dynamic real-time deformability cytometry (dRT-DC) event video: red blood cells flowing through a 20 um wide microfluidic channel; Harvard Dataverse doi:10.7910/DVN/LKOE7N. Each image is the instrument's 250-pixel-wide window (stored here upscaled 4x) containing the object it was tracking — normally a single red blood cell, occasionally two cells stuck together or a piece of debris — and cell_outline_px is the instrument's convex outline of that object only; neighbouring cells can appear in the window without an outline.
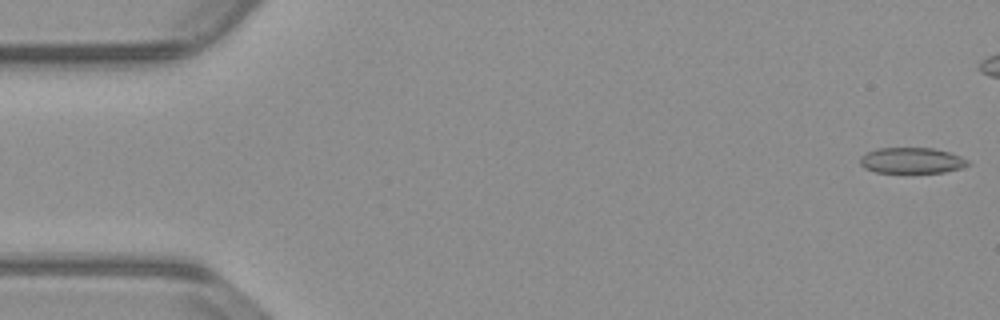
{"species": "common noctule bat (a hibernating species)", "species_latin": "Nyctalus noctula", "temperature_condition": "warm", "stored_images_in_passage": 44, "camera_frame_rate_fps": 3000, "um_per_image_px": 0.085, "animal": {"sex": "male", "body_mass_g": 23.1, "forearm_length_mm": 52.7}, "frame": {"image": 1, "passage_image": 1, "time_ms": 0.0, "image_size_px": [1000, 320], "cell_outline_px": [[972, 164], [960, 168], [944, 172], [876, 172], [864, 168], [860, 164], [860, 156], [876, 148], [932, 148], [948, 152], [960, 156], [968, 160]], "centroid_in_image_um": [77.49, 13.64], "position_along_channel_um": 7.5, "area_um2": 16.13}}
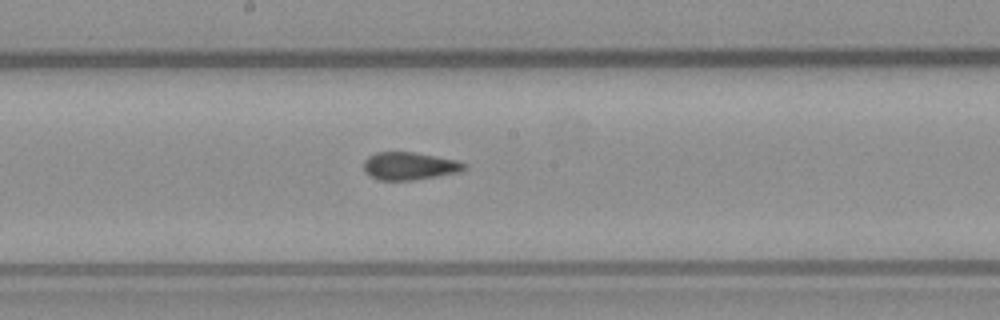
{"frame": {"image": 2, "passage_image": 28, "time_ms": 9.0, "image_size_px": [1000, 320], "cell_outline_px": [[468, 168], [460, 172], [412, 180], [376, 180], [364, 172], [364, 160], [368, 156], [376, 152], [412, 152], [436, 156], [456, 160], [468, 164]], "centroid_in_image_um": [34.8, 14.11], "position_along_channel_um": 213.4, "area_um2": 16.36}}
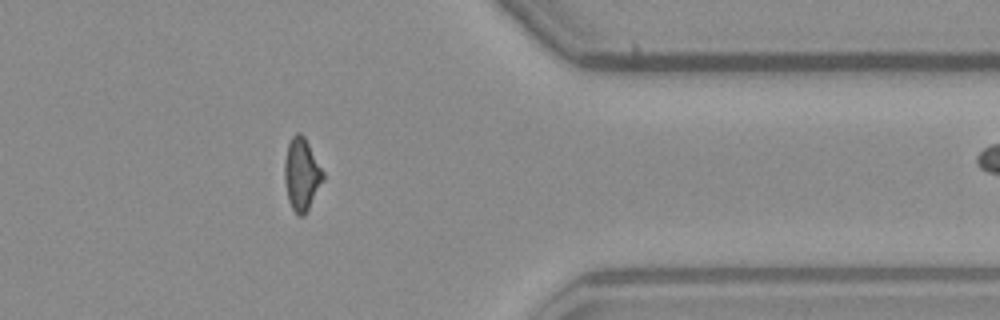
{"frame": {"image": 3, "passage_image": 43, "time_ms": 14.0, "image_size_px": [1000, 320], "cell_outline_px": [[324, 180], [304, 216], [296, 216], [288, 200], [284, 180], [284, 160], [288, 144], [292, 136], [296, 132], [300, 132], [304, 136], [324, 172]], "centroid_in_image_um": [25.63, 14.82], "position_along_channel_um": 385.8, "area_um2": 16.36}}